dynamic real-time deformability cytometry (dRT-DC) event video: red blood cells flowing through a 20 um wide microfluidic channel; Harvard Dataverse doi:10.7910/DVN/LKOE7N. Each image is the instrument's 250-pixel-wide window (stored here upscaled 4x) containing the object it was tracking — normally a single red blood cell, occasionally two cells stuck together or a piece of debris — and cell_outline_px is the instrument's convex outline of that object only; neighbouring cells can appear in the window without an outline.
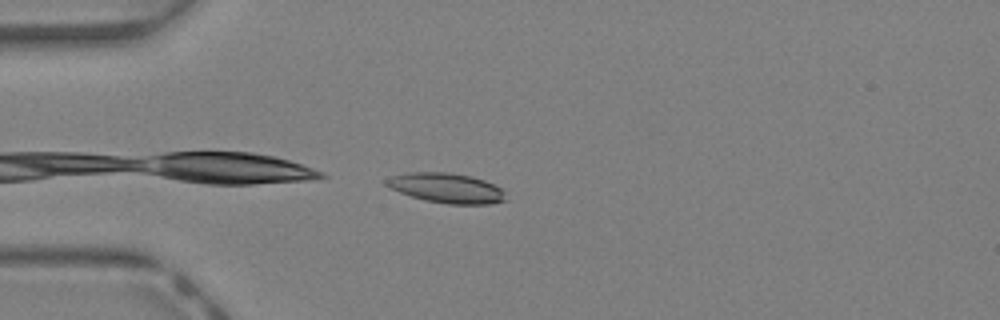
{"species": "Egyptian fruit bat (a non-hibernating species)", "species_latin": "Rousettus aegyptiacus", "temperature_condition": "warm", "stored_images_in_passage": 32, "camera_frame_rate_fps": 3000, "um_per_image_px": 0.085, "animal": {"sex": "female"}, "frame": {"image": 1, "passage_image": 1, "time_ms": 0.0, "image_size_px": [1000, 320], "cell_outline_px": [[508, 200], [492, 204], [448, 204], [424, 200], [400, 192], [384, 184], [384, 180], [392, 176], [408, 172], [448, 172], [472, 176], [484, 180], [500, 188], [504, 192]], "centroid_in_image_um": [37.97, 15.98], "position_along_channel_um": 47.0, "area_um2": 20.81}}
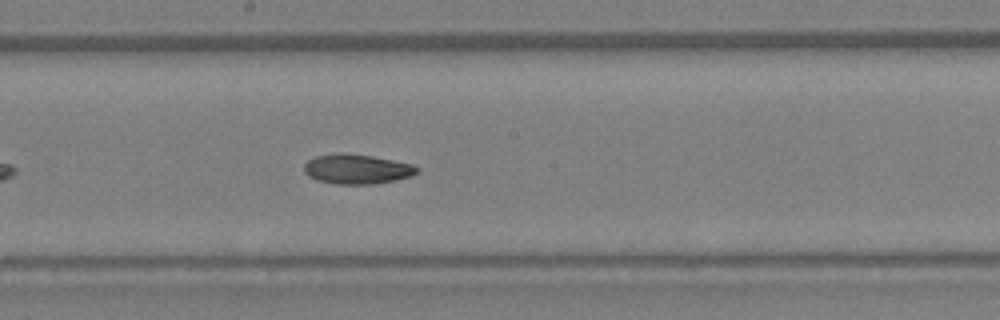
{"frame": {"image": 2, "passage_image": 13, "time_ms": 4.0, "image_size_px": [1000, 320], "cell_outline_px": [[420, 168], [412, 176], [396, 180], [376, 184], [336, 184], [316, 180], [308, 176], [304, 172], [304, 164], [308, 160], [316, 156], [340, 152], [372, 156], [412, 164]], "centroid_in_image_um": [30.32, 14.37], "position_along_channel_um": 217.9, "area_um2": 19.65}}
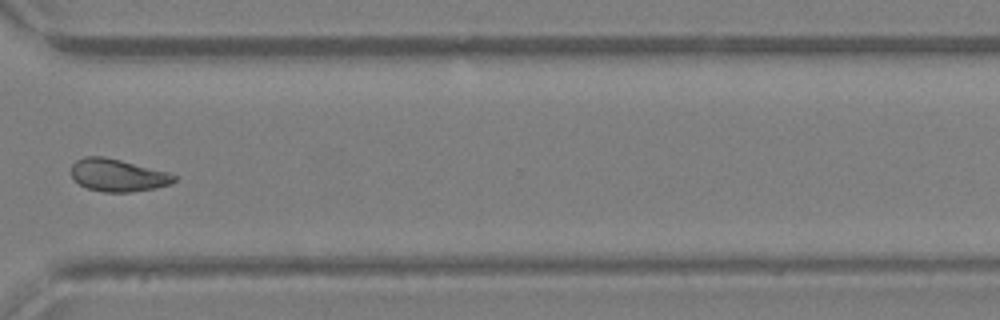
{"frame": {"image": 3, "passage_image": 22, "time_ms": 7.0, "image_size_px": [1000, 320], "cell_outline_px": [[176, 180], [172, 184], [156, 188], [128, 192], [104, 192], [88, 188], [80, 184], [72, 176], [72, 164], [76, 160], [84, 156], [104, 156], [168, 172], [176, 176]], "centroid_in_image_um": [10.03, 14.89], "position_along_channel_um": 360.6, "area_um2": 19.36}}